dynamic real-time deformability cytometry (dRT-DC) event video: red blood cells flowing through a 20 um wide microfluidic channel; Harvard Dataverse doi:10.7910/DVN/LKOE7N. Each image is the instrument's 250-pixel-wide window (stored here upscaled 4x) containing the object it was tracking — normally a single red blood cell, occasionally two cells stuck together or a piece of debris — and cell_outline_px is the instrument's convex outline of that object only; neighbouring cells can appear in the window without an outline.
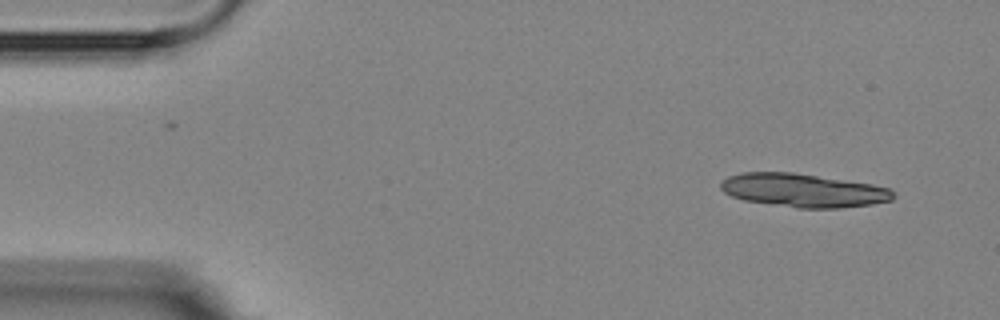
{"species": "Egyptian fruit bat (a non-hibernating species)", "species_latin": "Rousettus aegyptiacus", "temperature_condition": "room temperature", "stored_images_in_passage": 9, "camera_frame_rate_fps": 3000, "um_per_image_px": 0.085, "animal": {"sex": "female"}, "frame": {"image": 1, "passage_image": 1, "time_ms": 0.0, "image_size_px": [1000, 320], "cell_outline_px": [[896, 196], [892, 200], [872, 204], [840, 208], [796, 208], [744, 200], [732, 196], [724, 192], [720, 188], [720, 184], [728, 176], [740, 172], [792, 172], [872, 184], [892, 188]], "centroid_in_image_um": [68.3, 16.18], "position_along_channel_um": 16.7, "area_um2": 33.76}}
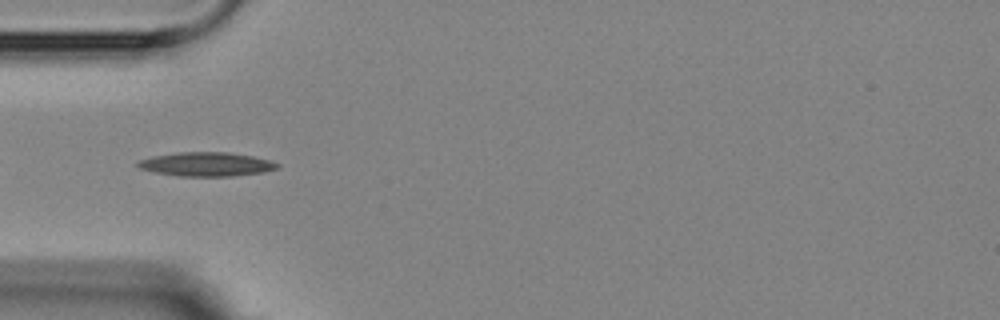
{"frame": {"image": 2, "passage_image": 4, "time_ms": 4.333, "image_size_px": [1000, 320], "cell_outline_px": [[280, 168], [264, 172], [232, 176], [180, 176], [156, 172], [140, 168], [136, 164], [140, 160], [156, 156], [180, 152], [228, 152], [252, 156], [268, 160], [280, 164]], "centroid_in_image_um": [17.6, 13.96], "position_along_channel_um": 67.4, "area_um2": 19.25}}
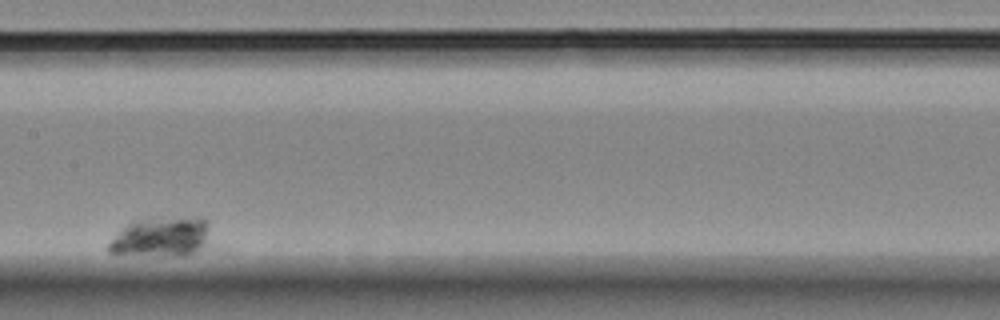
{"frame": {"image": 3, "passage_image": 8, "time_ms": 9.0, "image_size_px": [1000, 320], "cell_outline_px": [[220, 248], [188, 256], [160, 256], [108, 252], [104, 248], [116, 232], [120, 228], [128, 224], [140, 220], [196, 216], [200, 216], [208, 224]], "centroid_in_image_um": [13.97, 20.19], "position_along_channel_um": 193.4, "area_um2": 25.32}}